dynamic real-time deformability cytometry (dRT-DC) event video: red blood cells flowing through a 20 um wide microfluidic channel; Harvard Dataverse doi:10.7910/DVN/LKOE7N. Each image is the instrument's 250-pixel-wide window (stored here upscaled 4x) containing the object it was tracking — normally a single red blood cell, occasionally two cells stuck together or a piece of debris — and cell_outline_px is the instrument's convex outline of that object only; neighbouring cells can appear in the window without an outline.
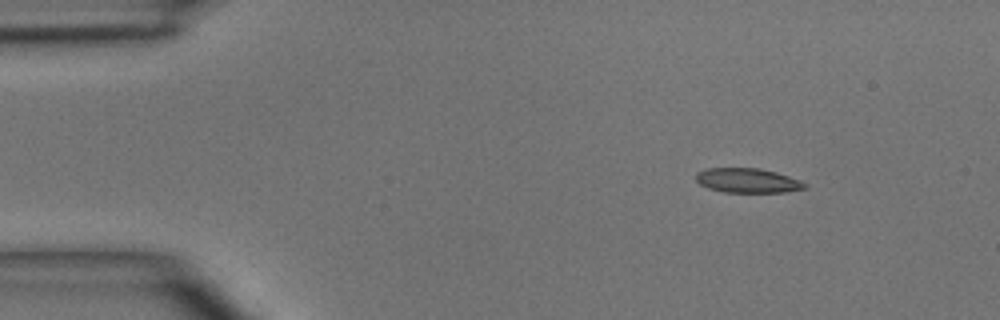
{"species": "common noctule bat (a hibernating species)", "species_latin": "Nyctalus noctula", "temperature_condition": "room temperature", "stored_images_in_passage": 3, "camera_frame_rate_fps": 3000, "um_per_image_px": 0.085, "animal": {"sex": "male", "body_mass_g": 15.6}, "frame": {"image": 1, "passage_image": 1, "time_ms": 0.0, "image_size_px": [1000, 320], "cell_outline_px": [[808, 188], [784, 192], [724, 192], [708, 188], [700, 184], [696, 180], [696, 172], [708, 168], [760, 168], [776, 172], [800, 180], [808, 184]], "centroid_in_image_um": [63.56, 15.34], "position_along_channel_um": 21.4, "area_um2": 15.61}}
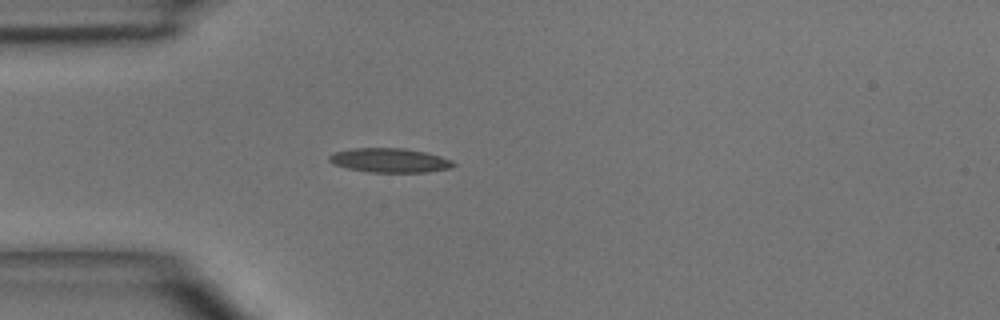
{"frame": {"image": 2, "passage_image": 3, "time_ms": 2.333, "image_size_px": [1000, 320], "cell_outline_px": [[456, 164], [448, 168], [424, 172], [368, 172], [348, 168], [336, 164], [328, 160], [328, 156], [336, 152], [352, 148], [404, 148], [424, 152], [440, 156], [452, 160]], "centroid_in_image_um": [33.12, 13.62], "position_along_channel_um": 51.9, "area_um2": 17.28}}